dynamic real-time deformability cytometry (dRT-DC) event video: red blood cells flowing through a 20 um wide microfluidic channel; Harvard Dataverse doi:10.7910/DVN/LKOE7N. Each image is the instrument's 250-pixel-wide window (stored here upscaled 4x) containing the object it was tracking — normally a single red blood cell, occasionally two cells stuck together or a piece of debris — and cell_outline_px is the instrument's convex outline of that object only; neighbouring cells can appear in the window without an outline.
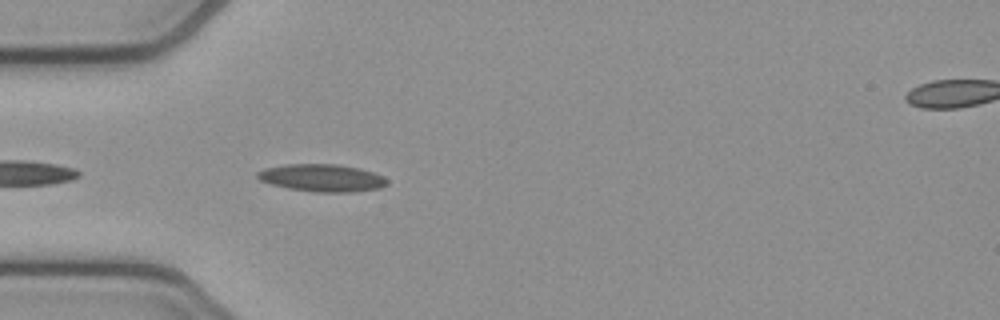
{"species": "common noctule bat (a hibernating species)", "species_latin": "Nyctalus noctula", "temperature_condition": "cold", "stored_images_in_passage": 13, "camera_frame_rate_fps": 3000, "um_per_image_px": 0.085, "animal": {"sex": "female", "body_mass_g": 21.9}, "frame": {"image": 1, "passage_image": 3, "time_ms": 0.667, "image_size_px": [1000, 320], "cell_outline_px": [[388, 184], [380, 188], [356, 192], [316, 192], [288, 188], [272, 184], [260, 180], [256, 176], [256, 172], [264, 168], [284, 164], [336, 164], [360, 168], [384, 176], [388, 180]], "centroid_in_image_um": [27.38, 15.12], "position_along_channel_um": 57.6, "area_um2": 20.87}}
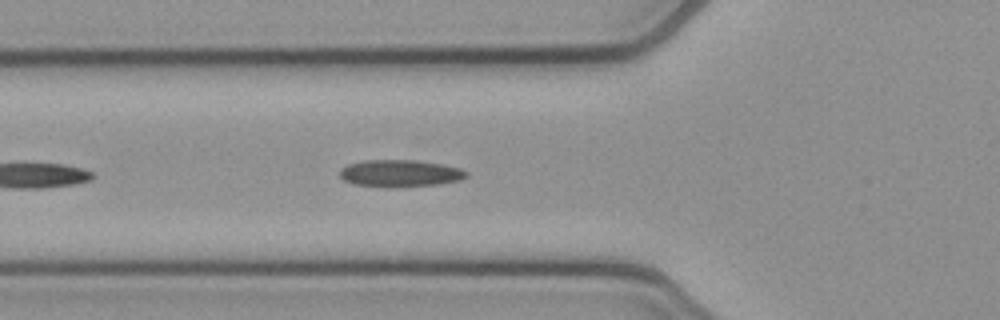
{"frame": {"image": 2, "passage_image": 6, "time_ms": 1.667, "image_size_px": [1000, 320], "cell_outline_px": [[468, 176], [460, 180], [440, 184], [396, 188], [352, 184], [344, 180], [340, 176], [340, 168], [348, 164], [364, 160], [416, 160], [444, 164], [460, 168], [468, 172]], "centroid_in_image_um": [34.02, 14.74], "position_along_channel_um": 91.8, "area_um2": 20.29}}